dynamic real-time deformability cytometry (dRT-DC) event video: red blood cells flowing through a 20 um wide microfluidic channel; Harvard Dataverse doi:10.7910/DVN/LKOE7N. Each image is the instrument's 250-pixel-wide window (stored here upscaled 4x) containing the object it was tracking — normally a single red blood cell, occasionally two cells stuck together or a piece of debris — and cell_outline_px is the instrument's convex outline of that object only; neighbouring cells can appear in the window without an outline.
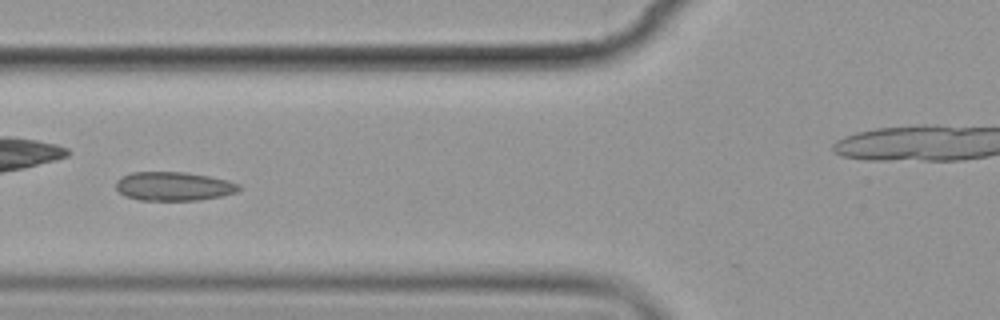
{"species": "common noctule bat (a hibernating species)", "species_latin": "Nyctalus noctula", "temperature_condition": "cold", "stored_images_in_passage": 9, "segment_of_instrument_passage": [1, 2], "camera_frame_rate_fps": 3000, "um_per_image_px": 0.085, "animal": {"sex": "female", "body_mass_g": 19.9}, "frame": {"image": 1, "passage_image": 7, "time_ms": 7.0, "image_size_px": [1000, 320], "cell_outline_px": [[240, 188], [236, 192], [220, 196], [196, 200], [140, 200], [124, 196], [116, 188], [116, 180], [120, 176], [132, 172], [184, 172], [208, 176], [228, 180], [240, 184]], "centroid_in_image_um": [14.72, 15.83], "position_along_channel_um": 111.1, "area_um2": 20.63}}
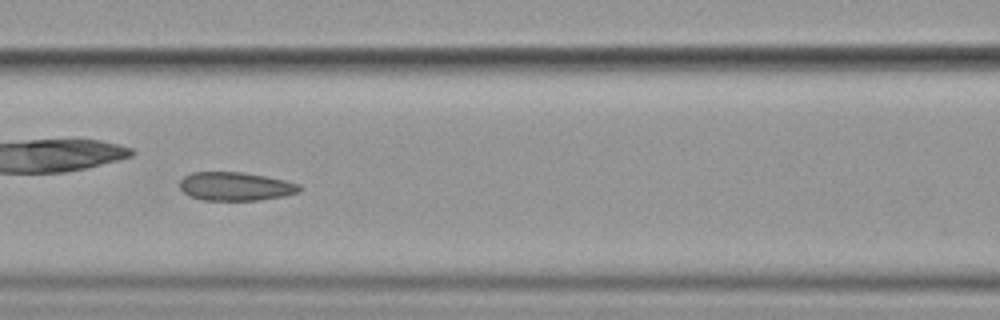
{"frame": {"image": 2, "passage_image": 8, "time_ms": 8.0, "image_size_px": [1000, 320], "cell_outline_px": [[300, 192], [284, 196], [260, 200], [204, 200], [192, 196], [184, 192], [180, 188], [180, 180], [184, 176], [192, 172], [244, 172], [284, 180], [300, 184]], "centroid_in_image_um": [20.03, 15.84], "position_along_channel_um": 146.6, "area_um2": 19.83}}